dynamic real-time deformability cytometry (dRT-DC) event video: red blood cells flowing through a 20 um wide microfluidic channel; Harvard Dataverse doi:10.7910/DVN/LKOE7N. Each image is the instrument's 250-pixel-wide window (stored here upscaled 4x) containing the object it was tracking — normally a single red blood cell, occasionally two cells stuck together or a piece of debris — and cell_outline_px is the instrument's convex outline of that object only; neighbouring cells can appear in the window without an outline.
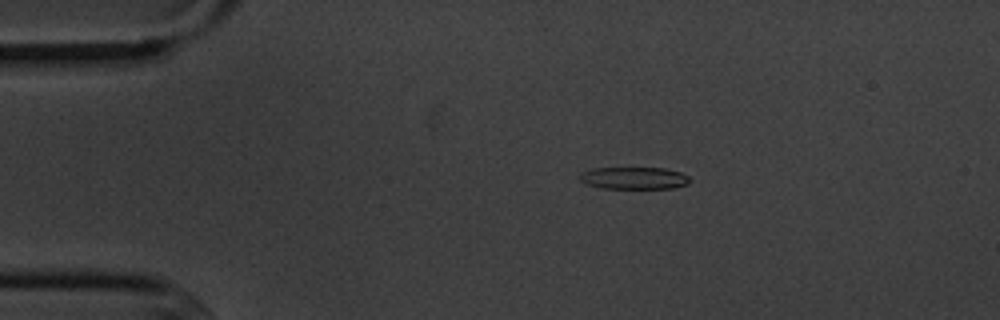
{"species": "common noctule bat (a hibernating species)", "species_latin": "Nyctalus noctula", "temperature_condition": "cold", "stored_images_in_passage": 6, "camera_frame_rate_fps": 3000, "um_per_image_px": 0.085, "animal": {"sex": "male", "body_mass_g": 20.1, "forearm_length_mm": 53.5}, "frame": {"image": 1, "passage_image": 3, "time_ms": 2.333, "image_size_px": [1000, 320], "cell_outline_px": [[688, 184], [672, 188], [600, 188], [584, 184], [576, 176], [580, 172], [592, 168], [664, 168], [680, 172], [688, 176]], "centroid_in_image_um": [53.79, 15.13], "position_along_channel_um": 31.2, "area_um2": 14.33}}
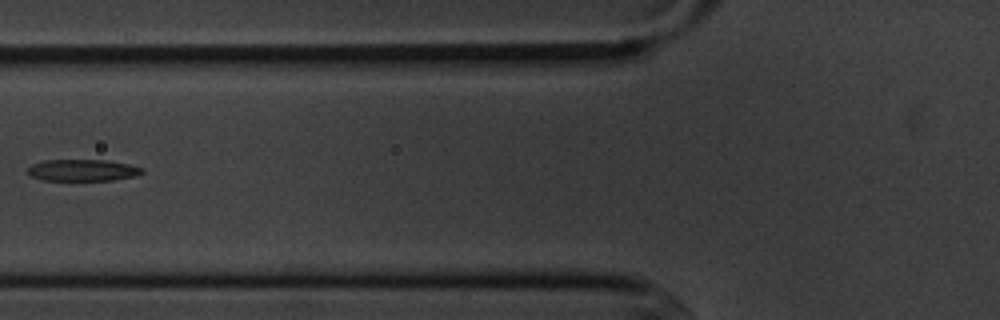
{"frame": {"image": 2, "passage_image": 6, "time_ms": 6.0, "image_size_px": [1000, 320], "cell_outline_px": [[144, 172], [136, 176], [112, 180], [40, 180], [32, 176], [28, 172], [28, 168], [32, 164], [44, 160], [108, 160], [128, 164], [144, 168]], "centroid_in_image_um": [7.05, 14.46], "position_along_channel_um": 118.8, "area_um2": 14.45}}